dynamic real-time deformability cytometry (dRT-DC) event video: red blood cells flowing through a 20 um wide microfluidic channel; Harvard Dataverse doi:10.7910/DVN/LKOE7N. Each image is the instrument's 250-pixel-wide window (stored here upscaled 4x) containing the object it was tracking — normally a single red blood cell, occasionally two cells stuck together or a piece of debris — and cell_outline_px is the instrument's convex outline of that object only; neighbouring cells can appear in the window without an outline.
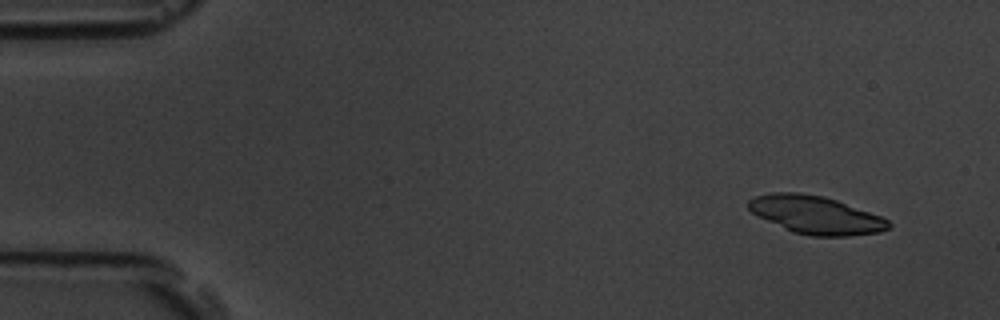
{"species": "common noctule bat (a hibernating species)", "species_latin": "Nyctalus noctula", "temperature_condition": "room temperature", "stored_images_in_passage": 9, "camera_frame_rate_fps": 3000, "um_per_image_px": 0.085, "animal": {"sex": "male", "body_mass_g": 19.5, "forearm_length_mm": 54.6}, "frame": {"image": 1, "passage_image": 1, "time_ms": 0.0, "image_size_px": [1000, 320], "cell_outline_px": [[892, 228], [880, 232], [848, 236], [812, 236], [792, 232], [752, 212], [748, 208], [748, 200], [756, 196], [772, 192], [800, 192], [824, 196], [836, 200], [880, 216], [888, 220], [892, 224]], "centroid_in_image_um": [69.37, 18.27], "position_along_channel_um": 15.6, "area_um2": 30.81}}
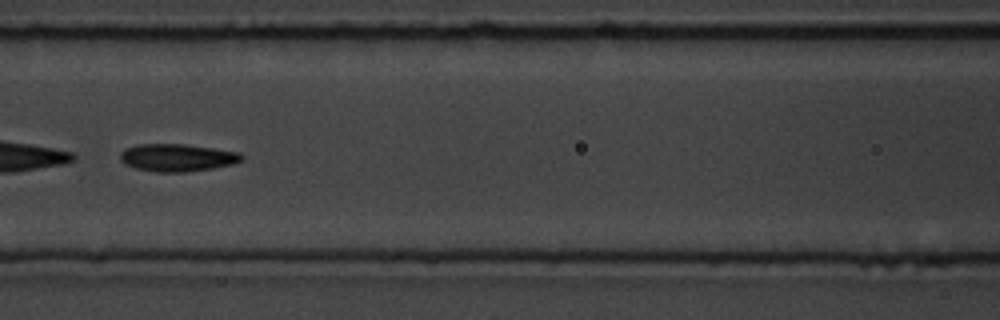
{"frame": {"image": 2, "passage_image": 7, "time_ms": 2.0, "image_size_px": [1000, 320], "cell_outline_px": [[244, 160], [232, 164], [212, 168], [184, 172], [156, 172], [136, 168], [124, 164], [120, 160], [120, 152], [124, 148], [136, 144], [184, 144], [240, 152], [244, 156]], "centroid_in_image_um": [15.04, 13.39], "position_along_channel_um": 151.6, "area_um2": 19.59}}
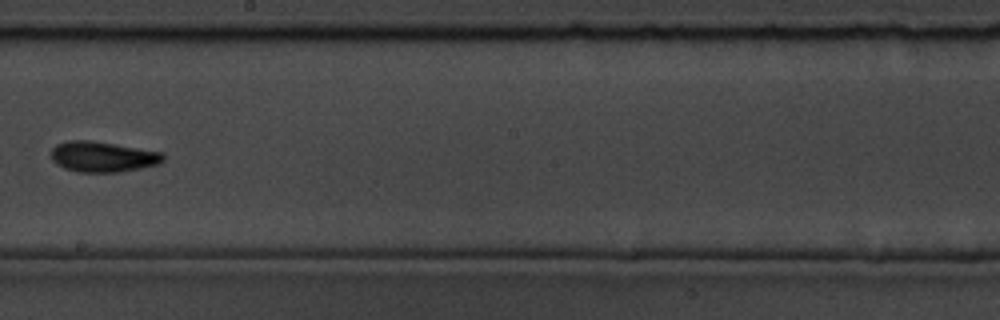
{"frame": {"image": 3, "passage_image": 9, "time_ms": 2.667, "image_size_px": [1000, 320], "cell_outline_px": [[164, 160], [160, 164], [140, 168], [116, 172], [76, 172], [64, 168], [56, 164], [52, 160], [52, 148], [56, 144], [68, 140], [88, 140], [164, 152]], "centroid_in_image_um": [8.73, 13.32], "position_along_channel_um": 239.5, "area_um2": 19.94}}